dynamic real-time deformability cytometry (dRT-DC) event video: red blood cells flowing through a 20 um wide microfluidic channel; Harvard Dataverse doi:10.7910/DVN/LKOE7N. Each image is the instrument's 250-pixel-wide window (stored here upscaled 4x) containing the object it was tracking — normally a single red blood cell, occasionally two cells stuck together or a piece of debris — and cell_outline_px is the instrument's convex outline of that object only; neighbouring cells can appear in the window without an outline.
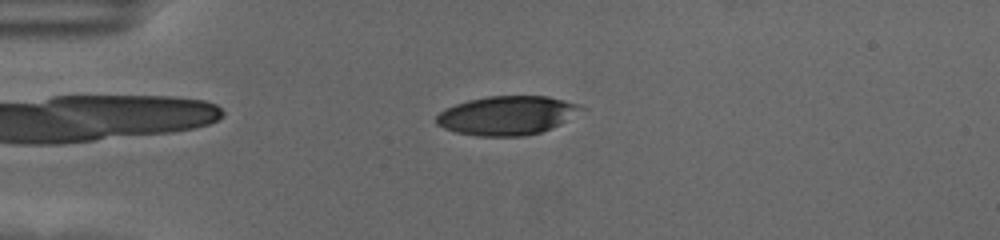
{"species": "human", "species_latin": "Homo sapiens", "temperature_condition": "cold", "stored_images_in_passage": 58, "camera_frame_rate_fps": 3000, "um_per_image_px": 0.085, "donor": {"sex": "female"}, "frame": {"image": 1, "passage_image": 15, "time_ms": 4.667, "image_size_px": [1000, 240], "cell_outline_px": [[588, 108], [560, 124], [540, 132], [524, 136], [476, 136], [456, 132], [444, 128], [436, 124], [436, 116], [444, 108], [468, 100], [488, 96], [548, 96], [580, 104]], "centroid_in_image_um": [43.11, 9.81], "position_along_channel_um": 41.9, "area_um2": 33.0}}
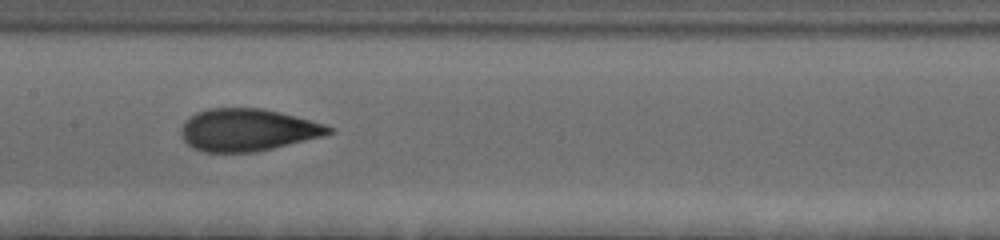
{"frame": {"image": 2, "passage_image": 30, "time_ms": 9.667, "image_size_px": [1000, 240], "cell_outline_px": [[332, 132], [320, 136], [256, 152], [204, 152], [192, 148], [184, 140], [180, 132], [180, 128], [184, 120], [196, 112], [208, 108], [264, 108], [296, 116], [324, 124], [332, 128]], "centroid_in_image_um": [20.97, 11.03], "position_along_channel_um": 186.4, "area_um2": 36.24}}
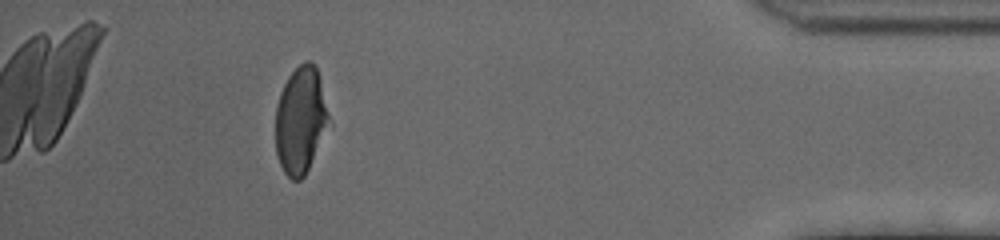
{"frame": {"image": 3, "passage_image": 53, "time_ms": 17.333, "image_size_px": [1000, 240], "cell_outline_px": [[332, 124], [304, 176], [300, 180], [292, 180], [284, 172], [280, 164], [276, 152], [276, 108], [280, 92], [288, 76], [304, 60], [308, 60], [316, 64]], "centroid_in_image_um": [25.58, 10.21], "position_along_channel_um": 409.6, "area_um2": 33.7}, "authors_computed_cell_mechanics": {"area_um2": 35.4025, "velocity_mm_per_s": 3.5389, "shape_relaxation_time_tau1_ms": 3.8369, "shape_relaxation_time_tau2_ms": 1.0464, "deformation_change_tau1": 0.1717, "deformation_change_tau2": 0.0748}}